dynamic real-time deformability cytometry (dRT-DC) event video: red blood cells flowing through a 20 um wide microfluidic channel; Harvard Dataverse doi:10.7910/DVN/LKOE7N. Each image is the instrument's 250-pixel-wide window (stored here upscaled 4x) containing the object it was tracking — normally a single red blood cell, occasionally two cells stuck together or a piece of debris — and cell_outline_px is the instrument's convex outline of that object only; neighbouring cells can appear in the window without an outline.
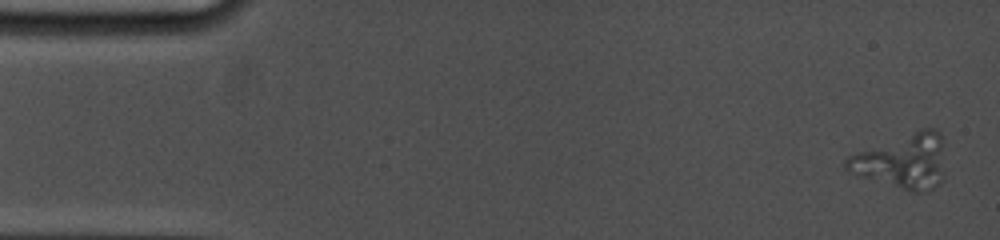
{"species": "common noctule bat (a hibernating species)", "species_latin": "Nyctalus noctula", "temperature_condition": "cold", "stored_images_in_passage": 5, "camera_frame_rate_fps": 5000, "um_per_image_px": 0.085, "animal": {"sex": "female", "body_mass_g": 19.0, "forearm_length_mm": 53.3}, "frame": {"image": 1, "passage_image": 1, "time_ms": 0.0, "image_size_px": [1000, 240], "cell_outline_px": [[944, 180], [928, 192], [908, 192], [848, 172], [844, 168], [844, 160], [848, 156], [924, 128], [936, 128], [940, 132], [944, 172]], "centroid_in_image_um": [76.74, 13.76], "position_along_channel_um": 8.3, "area_um2": 31.27}}
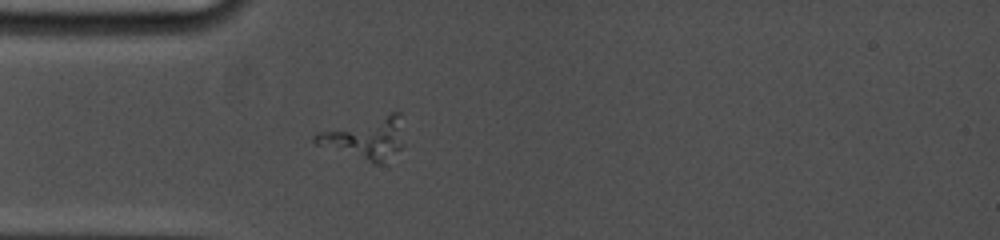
{"frame": {"image": 2, "passage_image": 5, "time_ms": 4.6, "image_size_px": [1000, 240], "cell_outline_px": [[404, 148], [376, 164], [316, 144], [312, 140], [312, 136], [316, 132], [392, 112], [400, 112], [404, 144]], "centroid_in_image_um": [31.08, 11.71], "position_along_channel_um": 53.9, "area_um2": 21.39}}